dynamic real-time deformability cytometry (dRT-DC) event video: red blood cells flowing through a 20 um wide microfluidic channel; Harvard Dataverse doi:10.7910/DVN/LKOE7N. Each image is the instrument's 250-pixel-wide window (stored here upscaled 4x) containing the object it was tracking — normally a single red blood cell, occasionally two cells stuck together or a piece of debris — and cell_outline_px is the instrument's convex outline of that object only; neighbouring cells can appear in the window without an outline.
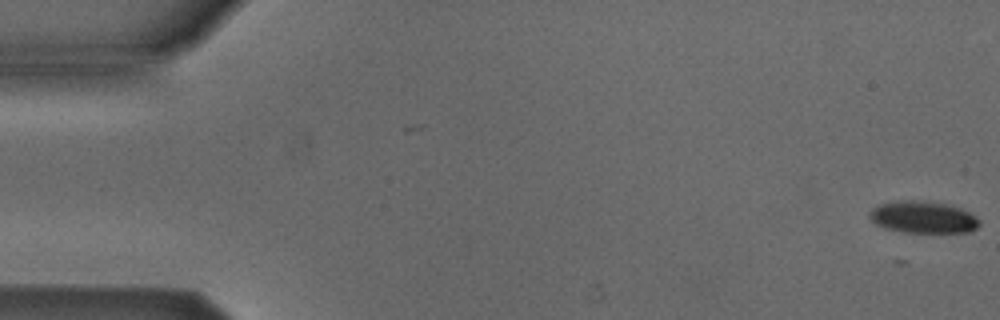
{"species": "Egyptian fruit bat (a non-hibernating species)", "species_latin": "Rousettus aegyptiacus", "temperature_condition": "cold", "stored_images_in_passage": 33, "camera_frame_rate_fps": 3000, "um_per_image_px": 0.085, "animal": {"sex": "male"}, "frame": {"image": 1, "passage_image": 1, "time_ms": 0.0, "image_size_px": [1000, 320], "cell_outline_px": [[980, 224], [976, 228], [968, 232], [904, 232], [884, 228], [876, 224], [868, 216], [868, 212], [876, 204], [896, 200], [920, 200], [944, 204], [960, 208], [976, 216], [980, 220]], "centroid_in_image_um": [78.41, 18.45], "position_along_channel_um": 6.6, "area_um2": 20.58}}
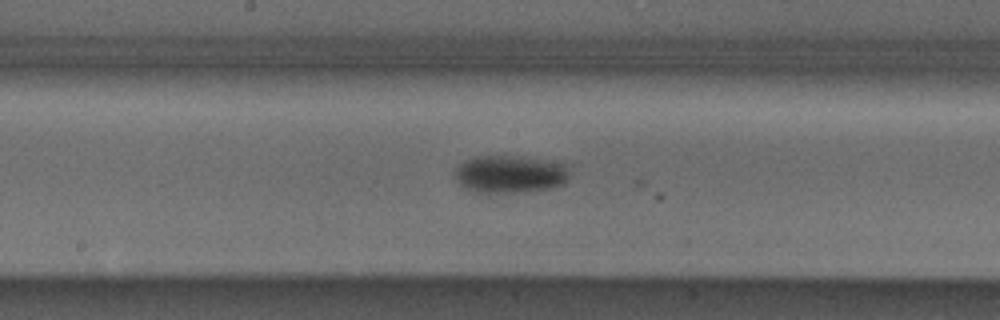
{"frame": {"image": 2, "passage_image": 28, "time_ms": 9.0, "image_size_px": [1000, 320], "cell_outline_px": [[572, 164], [568, 180], [564, 184], [548, 188], [512, 192], [472, 192], [464, 188], [456, 180], [456, 168], [464, 160], [476, 156], [512, 156]], "centroid_in_image_um": [43.38, 14.79], "position_along_channel_um": 204.8, "area_um2": 25.14}}
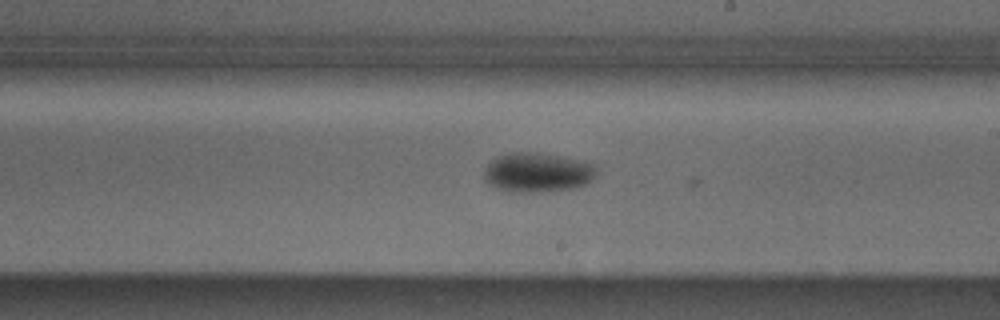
{"frame": {"image": 3, "passage_image": 31, "time_ms": 10.0, "image_size_px": [1000, 320], "cell_outline_px": [[596, 176], [584, 184], [576, 188], [540, 192], [508, 192], [496, 188], [488, 184], [484, 176], [484, 168], [492, 160], [508, 152], [540, 152], [560, 156], [592, 164], [596, 172]], "centroid_in_image_um": [45.63, 14.66], "position_along_channel_um": 243.4, "area_um2": 25.84}}